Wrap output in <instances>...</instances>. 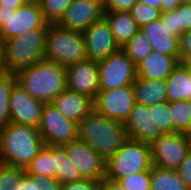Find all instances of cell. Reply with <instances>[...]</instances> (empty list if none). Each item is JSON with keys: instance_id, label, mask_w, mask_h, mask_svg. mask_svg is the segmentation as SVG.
Wrapping results in <instances>:
<instances>
[{"instance_id": "2e32d148", "label": "cell", "mask_w": 191, "mask_h": 190, "mask_svg": "<svg viewBox=\"0 0 191 190\" xmlns=\"http://www.w3.org/2000/svg\"><path fill=\"white\" fill-rule=\"evenodd\" d=\"M103 6L93 0H73L56 23L73 31L84 32L92 23L103 17Z\"/></svg>"}, {"instance_id": "8d00e7d4", "label": "cell", "mask_w": 191, "mask_h": 190, "mask_svg": "<svg viewBox=\"0 0 191 190\" xmlns=\"http://www.w3.org/2000/svg\"><path fill=\"white\" fill-rule=\"evenodd\" d=\"M33 179V190H60V182L56 178L28 174Z\"/></svg>"}, {"instance_id": "484cf974", "label": "cell", "mask_w": 191, "mask_h": 190, "mask_svg": "<svg viewBox=\"0 0 191 190\" xmlns=\"http://www.w3.org/2000/svg\"><path fill=\"white\" fill-rule=\"evenodd\" d=\"M150 190H189L177 171L151 167Z\"/></svg>"}, {"instance_id": "4316f807", "label": "cell", "mask_w": 191, "mask_h": 190, "mask_svg": "<svg viewBox=\"0 0 191 190\" xmlns=\"http://www.w3.org/2000/svg\"><path fill=\"white\" fill-rule=\"evenodd\" d=\"M24 170L26 174L55 178L53 145H44L35 159Z\"/></svg>"}, {"instance_id": "f35d334b", "label": "cell", "mask_w": 191, "mask_h": 190, "mask_svg": "<svg viewBox=\"0 0 191 190\" xmlns=\"http://www.w3.org/2000/svg\"><path fill=\"white\" fill-rule=\"evenodd\" d=\"M177 172L188 189L191 190V151L186 155Z\"/></svg>"}, {"instance_id": "ee69618b", "label": "cell", "mask_w": 191, "mask_h": 190, "mask_svg": "<svg viewBox=\"0 0 191 190\" xmlns=\"http://www.w3.org/2000/svg\"><path fill=\"white\" fill-rule=\"evenodd\" d=\"M19 190H33V179L26 173L19 180Z\"/></svg>"}, {"instance_id": "681fc988", "label": "cell", "mask_w": 191, "mask_h": 190, "mask_svg": "<svg viewBox=\"0 0 191 190\" xmlns=\"http://www.w3.org/2000/svg\"><path fill=\"white\" fill-rule=\"evenodd\" d=\"M186 135L188 137L189 142L191 143V127L190 130L186 133Z\"/></svg>"}, {"instance_id": "6da1fadb", "label": "cell", "mask_w": 191, "mask_h": 190, "mask_svg": "<svg viewBox=\"0 0 191 190\" xmlns=\"http://www.w3.org/2000/svg\"><path fill=\"white\" fill-rule=\"evenodd\" d=\"M78 139L107 161L122 147L128 136L124 123L109 119L93 109L78 124Z\"/></svg>"}, {"instance_id": "74e56055", "label": "cell", "mask_w": 191, "mask_h": 190, "mask_svg": "<svg viewBox=\"0 0 191 190\" xmlns=\"http://www.w3.org/2000/svg\"><path fill=\"white\" fill-rule=\"evenodd\" d=\"M137 3V0H107L103 6V13L106 12H129Z\"/></svg>"}, {"instance_id": "f1b7e54d", "label": "cell", "mask_w": 191, "mask_h": 190, "mask_svg": "<svg viewBox=\"0 0 191 190\" xmlns=\"http://www.w3.org/2000/svg\"><path fill=\"white\" fill-rule=\"evenodd\" d=\"M121 49L131 61L137 65L152 51V45L144 32L139 29L131 40L123 45Z\"/></svg>"}, {"instance_id": "5b68a950", "label": "cell", "mask_w": 191, "mask_h": 190, "mask_svg": "<svg viewBox=\"0 0 191 190\" xmlns=\"http://www.w3.org/2000/svg\"><path fill=\"white\" fill-rule=\"evenodd\" d=\"M47 28H35L4 41L6 72L16 74L44 59Z\"/></svg>"}, {"instance_id": "8992f818", "label": "cell", "mask_w": 191, "mask_h": 190, "mask_svg": "<svg viewBox=\"0 0 191 190\" xmlns=\"http://www.w3.org/2000/svg\"><path fill=\"white\" fill-rule=\"evenodd\" d=\"M151 167L150 145L128 138L122 147L106 161L105 178L117 181L134 173L148 171Z\"/></svg>"}, {"instance_id": "816d5d0a", "label": "cell", "mask_w": 191, "mask_h": 190, "mask_svg": "<svg viewBox=\"0 0 191 190\" xmlns=\"http://www.w3.org/2000/svg\"><path fill=\"white\" fill-rule=\"evenodd\" d=\"M27 2H31V3H40L42 0H26Z\"/></svg>"}, {"instance_id": "ba28073f", "label": "cell", "mask_w": 191, "mask_h": 190, "mask_svg": "<svg viewBox=\"0 0 191 190\" xmlns=\"http://www.w3.org/2000/svg\"><path fill=\"white\" fill-rule=\"evenodd\" d=\"M150 147L152 165L174 171L178 170L191 151L187 135L178 132L163 134Z\"/></svg>"}, {"instance_id": "e0dca14e", "label": "cell", "mask_w": 191, "mask_h": 190, "mask_svg": "<svg viewBox=\"0 0 191 190\" xmlns=\"http://www.w3.org/2000/svg\"><path fill=\"white\" fill-rule=\"evenodd\" d=\"M129 139L151 145L163 133L155 126L152 118V109L149 106L135 102L129 119L125 123Z\"/></svg>"}, {"instance_id": "9c48e42d", "label": "cell", "mask_w": 191, "mask_h": 190, "mask_svg": "<svg viewBox=\"0 0 191 190\" xmlns=\"http://www.w3.org/2000/svg\"><path fill=\"white\" fill-rule=\"evenodd\" d=\"M39 133L45 145L63 146L78 140V124L65 118L52 104H45Z\"/></svg>"}, {"instance_id": "d4e9b609", "label": "cell", "mask_w": 191, "mask_h": 190, "mask_svg": "<svg viewBox=\"0 0 191 190\" xmlns=\"http://www.w3.org/2000/svg\"><path fill=\"white\" fill-rule=\"evenodd\" d=\"M53 159L55 164V178L60 184L82 180L79 169L69 159L64 146H53Z\"/></svg>"}, {"instance_id": "4dcf8cb0", "label": "cell", "mask_w": 191, "mask_h": 190, "mask_svg": "<svg viewBox=\"0 0 191 190\" xmlns=\"http://www.w3.org/2000/svg\"><path fill=\"white\" fill-rule=\"evenodd\" d=\"M152 109L153 123L163 134L173 133V121L170 115V102L164 101L149 106Z\"/></svg>"}, {"instance_id": "83f0119b", "label": "cell", "mask_w": 191, "mask_h": 190, "mask_svg": "<svg viewBox=\"0 0 191 190\" xmlns=\"http://www.w3.org/2000/svg\"><path fill=\"white\" fill-rule=\"evenodd\" d=\"M173 132L186 134L191 127V100L170 102Z\"/></svg>"}, {"instance_id": "60d3db41", "label": "cell", "mask_w": 191, "mask_h": 190, "mask_svg": "<svg viewBox=\"0 0 191 190\" xmlns=\"http://www.w3.org/2000/svg\"><path fill=\"white\" fill-rule=\"evenodd\" d=\"M26 0H0V9L17 10Z\"/></svg>"}, {"instance_id": "7402d4cb", "label": "cell", "mask_w": 191, "mask_h": 190, "mask_svg": "<svg viewBox=\"0 0 191 190\" xmlns=\"http://www.w3.org/2000/svg\"><path fill=\"white\" fill-rule=\"evenodd\" d=\"M103 17L107 20L120 48L130 41L140 29L131 13L127 11L106 12Z\"/></svg>"}, {"instance_id": "f6af8a7d", "label": "cell", "mask_w": 191, "mask_h": 190, "mask_svg": "<svg viewBox=\"0 0 191 190\" xmlns=\"http://www.w3.org/2000/svg\"><path fill=\"white\" fill-rule=\"evenodd\" d=\"M6 72L5 68V54L4 41L0 38V73Z\"/></svg>"}, {"instance_id": "ac0fdd59", "label": "cell", "mask_w": 191, "mask_h": 190, "mask_svg": "<svg viewBox=\"0 0 191 190\" xmlns=\"http://www.w3.org/2000/svg\"><path fill=\"white\" fill-rule=\"evenodd\" d=\"M52 104L65 118L77 124L94 109L92 98L69 89L59 94Z\"/></svg>"}, {"instance_id": "4fadbf2b", "label": "cell", "mask_w": 191, "mask_h": 190, "mask_svg": "<svg viewBox=\"0 0 191 190\" xmlns=\"http://www.w3.org/2000/svg\"><path fill=\"white\" fill-rule=\"evenodd\" d=\"M82 34L89 60L99 62L121 49L104 17L92 23Z\"/></svg>"}, {"instance_id": "bcb514c9", "label": "cell", "mask_w": 191, "mask_h": 190, "mask_svg": "<svg viewBox=\"0 0 191 190\" xmlns=\"http://www.w3.org/2000/svg\"><path fill=\"white\" fill-rule=\"evenodd\" d=\"M180 62L191 71V53H180Z\"/></svg>"}, {"instance_id": "e575fe53", "label": "cell", "mask_w": 191, "mask_h": 190, "mask_svg": "<svg viewBox=\"0 0 191 190\" xmlns=\"http://www.w3.org/2000/svg\"><path fill=\"white\" fill-rule=\"evenodd\" d=\"M124 190H150L151 169L134 173L117 180Z\"/></svg>"}, {"instance_id": "c3c4849f", "label": "cell", "mask_w": 191, "mask_h": 190, "mask_svg": "<svg viewBox=\"0 0 191 190\" xmlns=\"http://www.w3.org/2000/svg\"><path fill=\"white\" fill-rule=\"evenodd\" d=\"M93 1H96L98 2L99 4H101L102 6H104L106 4V1L107 0H93Z\"/></svg>"}, {"instance_id": "7bdbcfd3", "label": "cell", "mask_w": 191, "mask_h": 190, "mask_svg": "<svg viewBox=\"0 0 191 190\" xmlns=\"http://www.w3.org/2000/svg\"><path fill=\"white\" fill-rule=\"evenodd\" d=\"M180 5L179 0H161V11H173Z\"/></svg>"}, {"instance_id": "3957f363", "label": "cell", "mask_w": 191, "mask_h": 190, "mask_svg": "<svg viewBox=\"0 0 191 190\" xmlns=\"http://www.w3.org/2000/svg\"><path fill=\"white\" fill-rule=\"evenodd\" d=\"M15 78L31 97L46 104L67 89L66 68L44 59L19 71Z\"/></svg>"}, {"instance_id": "603a6c76", "label": "cell", "mask_w": 191, "mask_h": 190, "mask_svg": "<svg viewBox=\"0 0 191 190\" xmlns=\"http://www.w3.org/2000/svg\"><path fill=\"white\" fill-rule=\"evenodd\" d=\"M135 102L151 106L167 100V87L163 80H148L137 77L133 83Z\"/></svg>"}, {"instance_id": "cb8c5ba5", "label": "cell", "mask_w": 191, "mask_h": 190, "mask_svg": "<svg viewBox=\"0 0 191 190\" xmlns=\"http://www.w3.org/2000/svg\"><path fill=\"white\" fill-rule=\"evenodd\" d=\"M160 19L172 34L180 37L191 30V4H180L173 11L162 12Z\"/></svg>"}, {"instance_id": "44dd1931", "label": "cell", "mask_w": 191, "mask_h": 190, "mask_svg": "<svg viewBox=\"0 0 191 190\" xmlns=\"http://www.w3.org/2000/svg\"><path fill=\"white\" fill-rule=\"evenodd\" d=\"M168 102L191 100V71L181 62L165 80Z\"/></svg>"}, {"instance_id": "7c38bea8", "label": "cell", "mask_w": 191, "mask_h": 190, "mask_svg": "<svg viewBox=\"0 0 191 190\" xmlns=\"http://www.w3.org/2000/svg\"><path fill=\"white\" fill-rule=\"evenodd\" d=\"M10 122L39 127L46 103L31 97L17 82L9 94Z\"/></svg>"}, {"instance_id": "b9f144b4", "label": "cell", "mask_w": 191, "mask_h": 190, "mask_svg": "<svg viewBox=\"0 0 191 190\" xmlns=\"http://www.w3.org/2000/svg\"><path fill=\"white\" fill-rule=\"evenodd\" d=\"M101 190H124V188L118 181L104 178L102 180Z\"/></svg>"}, {"instance_id": "8fae6325", "label": "cell", "mask_w": 191, "mask_h": 190, "mask_svg": "<svg viewBox=\"0 0 191 190\" xmlns=\"http://www.w3.org/2000/svg\"><path fill=\"white\" fill-rule=\"evenodd\" d=\"M135 104L133 85L121 86L107 91H98L93 100L94 110L105 117L126 123Z\"/></svg>"}, {"instance_id": "ab89813d", "label": "cell", "mask_w": 191, "mask_h": 190, "mask_svg": "<svg viewBox=\"0 0 191 190\" xmlns=\"http://www.w3.org/2000/svg\"><path fill=\"white\" fill-rule=\"evenodd\" d=\"M179 52L191 53V30L184 32L179 37Z\"/></svg>"}, {"instance_id": "f546056e", "label": "cell", "mask_w": 191, "mask_h": 190, "mask_svg": "<svg viewBox=\"0 0 191 190\" xmlns=\"http://www.w3.org/2000/svg\"><path fill=\"white\" fill-rule=\"evenodd\" d=\"M16 83L15 74L0 73V130L10 123L9 94Z\"/></svg>"}, {"instance_id": "1f68e13d", "label": "cell", "mask_w": 191, "mask_h": 190, "mask_svg": "<svg viewBox=\"0 0 191 190\" xmlns=\"http://www.w3.org/2000/svg\"><path fill=\"white\" fill-rule=\"evenodd\" d=\"M73 0H42L39 4L45 20L57 23Z\"/></svg>"}, {"instance_id": "9a60e30c", "label": "cell", "mask_w": 191, "mask_h": 190, "mask_svg": "<svg viewBox=\"0 0 191 190\" xmlns=\"http://www.w3.org/2000/svg\"><path fill=\"white\" fill-rule=\"evenodd\" d=\"M67 89L89 96L93 100L99 91V67L93 60H85L66 67Z\"/></svg>"}, {"instance_id": "30bf717a", "label": "cell", "mask_w": 191, "mask_h": 190, "mask_svg": "<svg viewBox=\"0 0 191 190\" xmlns=\"http://www.w3.org/2000/svg\"><path fill=\"white\" fill-rule=\"evenodd\" d=\"M97 63L99 67V91L133 85L137 78L136 65L122 49Z\"/></svg>"}, {"instance_id": "277c9868", "label": "cell", "mask_w": 191, "mask_h": 190, "mask_svg": "<svg viewBox=\"0 0 191 190\" xmlns=\"http://www.w3.org/2000/svg\"><path fill=\"white\" fill-rule=\"evenodd\" d=\"M88 59L82 32L63 28L56 23L46 31L44 60L67 67Z\"/></svg>"}, {"instance_id": "d6a6232c", "label": "cell", "mask_w": 191, "mask_h": 190, "mask_svg": "<svg viewBox=\"0 0 191 190\" xmlns=\"http://www.w3.org/2000/svg\"><path fill=\"white\" fill-rule=\"evenodd\" d=\"M24 174L23 168L0 163V190H19V180Z\"/></svg>"}, {"instance_id": "7a4b0ae2", "label": "cell", "mask_w": 191, "mask_h": 190, "mask_svg": "<svg viewBox=\"0 0 191 190\" xmlns=\"http://www.w3.org/2000/svg\"><path fill=\"white\" fill-rule=\"evenodd\" d=\"M44 145L37 127L10 122L0 130V163L25 169Z\"/></svg>"}, {"instance_id": "5bb4252c", "label": "cell", "mask_w": 191, "mask_h": 190, "mask_svg": "<svg viewBox=\"0 0 191 190\" xmlns=\"http://www.w3.org/2000/svg\"><path fill=\"white\" fill-rule=\"evenodd\" d=\"M69 159L79 169L83 178L103 180L106 176V161L89 145L79 139L63 145Z\"/></svg>"}, {"instance_id": "7dc6e473", "label": "cell", "mask_w": 191, "mask_h": 190, "mask_svg": "<svg viewBox=\"0 0 191 190\" xmlns=\"http://www.w3.org/2000/svg\"><path fill=\"white\" fill-rule=\"evenodd\" d=\"M137 2L144 3L157 9H161V0H137Z\"/></svg>"}, {"instance_id": "ffe728a7", "label": "cell", "mask_w": 191, "mask_h": 190, "mask_svg": "<svg viewBox=\"0 0 191 190\" xmlns=\"http://www.w3.org/2000/svg\"><path fill=\"white\" fill-rule=\"evenodd\" d=\"M178 63L175 57L152 50L136 65V74L143 79L165 81Z\"/></svg>"}, {"instance_id": "52a82bcc", "label": "cell", "mask_w": 191, "mask_h": 190, "mask_svg": "<svg viewBox=\"0 0 191 190\" xmlns=\"http://www.w3.org/2000/svg\"><path fill=\"white\" fill-rule=\"evenodd\" d=\"M40 4L26 2L17 10L0 9V38L5 41L35 28H48Z\"/></svg>"}, {"instance_id": "d590c367", "label": "cell", "mask_w": 191, "mask_h": 190, "mask_svg": "<svg viewBox=\"0 0 191 190\" xmlns=\"http://www.w3.org/2000/svg\"><path fill=\"white\" fill-rule=\"evenodd\" d=\"M102 180L83 178L79 181L68 182L60 185V190H101Z\"/></svg>"}, {"instance_id": "f907efd6", "label": "cell", "mask_w": 191, "mask_h": 190, "mask_svg": "<svg viewBox=\"0 0 191 190\" xmlns=\"http://www.w3.org/2000/svg\"><path fill=\"white\" fill-rule=\"evenodd\" d=\"M179 1H180V4H186V3L191 4V0H179Z\"/></svg>"}, {"instance_id": "836d02e7", "label": "cell", "mask_w": 191, "mask_h": 190, "mask_svg": "<svg viewBox=\"0 0 191 190\" xmlns=\"http://www.w3.org/2000/svg\"><path fill=\"white\" fill-rule=\"evenodd\" d=\"M129 12L139 28L151 23L152 21L160 19L162 13L161 9L148 6L141 2H137Z\"/></svg>"}, {"instance_id": "d6986e66", "label": "cell", "mask_w": 191, "mask_h": 190, "mask_svg": "<svg viewBox=\"0 0 191 190\" xmlns=\"http://www.w3.org/2000/svg\"><path fill=\"white\" fill-rule=\"evenodd\" d=\"M140 29L149 39L153 51L173 56L180 62L179 37L172 34L161 19L152 21Z\"/></svg>"}]
</instances>
